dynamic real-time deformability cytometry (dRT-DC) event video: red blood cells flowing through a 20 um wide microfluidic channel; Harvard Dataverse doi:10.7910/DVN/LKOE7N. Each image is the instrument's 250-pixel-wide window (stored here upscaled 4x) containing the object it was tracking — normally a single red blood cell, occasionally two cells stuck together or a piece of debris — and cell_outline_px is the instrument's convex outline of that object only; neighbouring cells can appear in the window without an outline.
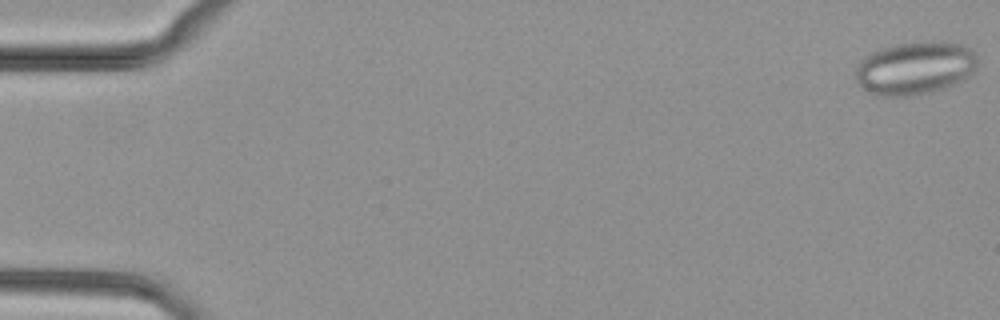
{"species": "common noctule bat (a hibernating species)", "species_latin": "Nyctalus noctula", "temperature_condition": "cold", "stored_images_in_passage": 51, "camera_frame_rate_fps": 3000, "um_per_image_px": 0.085, "animal": {"sex": "female", "body_mass_g": 29.2, "forearm_length_mm": 56.3}, "frame": {"image": 1, "passage_image": 1, "time_ms": 0.0, "image_size_px": [1000, 320], "cell_outline_px": [[976, 64], [972, 72], [964, 80], [948, 88], [908, 96], [876, 96], [868, 92], [856, 80], [856, 64], [864, 56], [880, 48], [896, 44], [932, 40], [940, 40], [964, 44], [976, 52]], "centroid_in_image_um": [77.79, 5.77], "position_along_channel_um": 7.2, "area_um2": 38.26}}
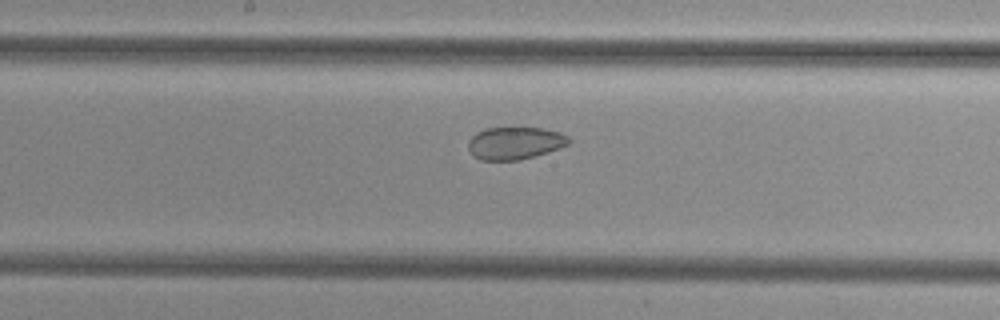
{"frame": {"image": 2, "passage_image": 27, "time_ms": 8.667, "image_size_px": [1000, 320], "cell_outline_px": [[572, 140], [568, 144], [560, 148], [548, 152], [520, 160], [480, 160], [472, 156], [468, 148], [468, 140], [476, 132], [484, 128], [516, 124], [544, 128], [560, 132], [568, 136]], "centroid_in_image_um": [43.76, 12.1], "position_along_channel_um": 204.4, "area_um2": 20.11}}
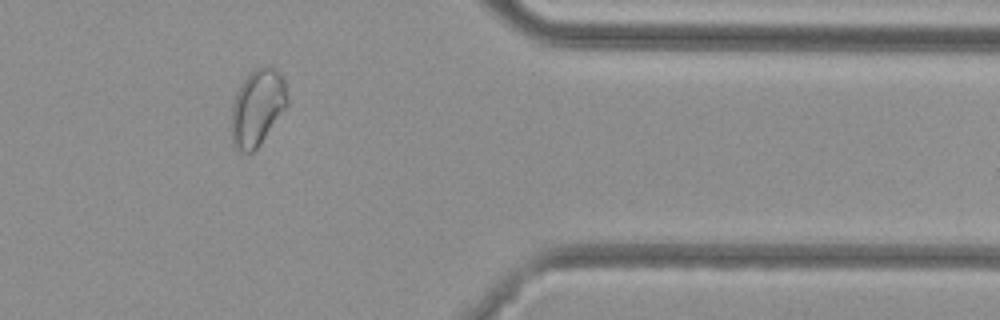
{"frame": {"image": 3, "passage_image": 42, "time_ms": 13.667, "image_size_px": [1000, 320], "cell_outline_px": [[288, 104], [260, 144], [252, 152], [240, 152], [232, 144], [232, 104], [236, 92], [240, 84], [256, 68], [264, 64], [268, 64], [284, 80], [288, 96]], "centroid_in_image_um": [21.87, 9.14], "position_along_channel_um": 389.5, "area_um2": 24.68}}